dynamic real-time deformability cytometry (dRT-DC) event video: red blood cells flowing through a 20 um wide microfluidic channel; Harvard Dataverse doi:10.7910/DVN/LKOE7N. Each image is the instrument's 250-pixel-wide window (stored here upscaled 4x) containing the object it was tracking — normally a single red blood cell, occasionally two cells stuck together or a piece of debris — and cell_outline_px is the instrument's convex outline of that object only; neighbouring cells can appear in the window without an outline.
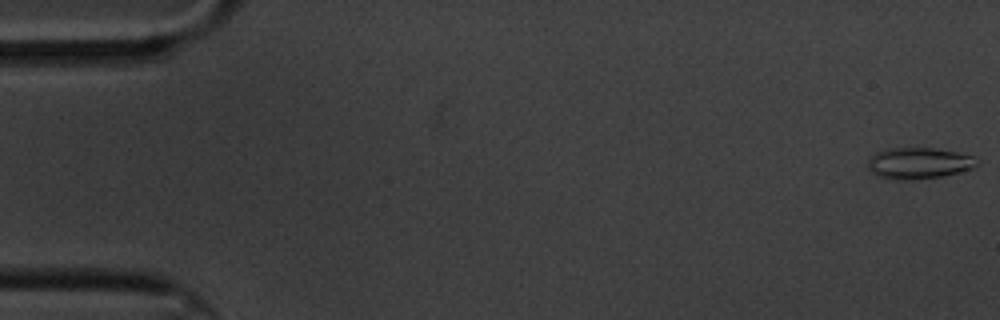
{"species": "common noctule bat (a hibernating species)", "species_latin": "Nyctalus noctula", "temperature_condition": "cold", "stored_images_in_passage": 14, "camera_frame_rate_fps": 3000, "um_per_image_px": 0.085, "animal": {"sex": "male", "body_mass_g": 20.1, "forearm_length_mm": 53.5}, "frame": {"image": 1, "passage_image": 1, "time_ms": 0.0, "image_size_px": [1000, 320], "cell_outline_px": [[980, 160], [972, 168], [940, 176], [912, 180], [896, 180], [880, 176], [872, 172], [868, 168], [868, 160], [876, 152], [888, 148], [932, 148], [956, 152], [972, 156]], "centroid_in_image_um": [78.07, 13.86], "position_along_channel_um": 6.9, "area_um2": 19.59}}